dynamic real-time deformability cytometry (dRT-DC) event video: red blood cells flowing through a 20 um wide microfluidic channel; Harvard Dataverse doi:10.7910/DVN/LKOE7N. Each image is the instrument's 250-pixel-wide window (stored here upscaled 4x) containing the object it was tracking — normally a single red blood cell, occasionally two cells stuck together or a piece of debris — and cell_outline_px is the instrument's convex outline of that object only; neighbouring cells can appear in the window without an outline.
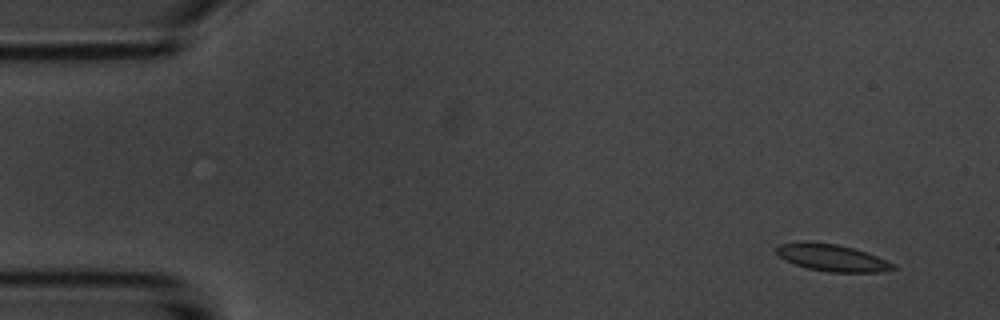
{"species": "common noctule bat (a hibernating species)", "species_latin": "Nyctalus noctula", "temperature_condition": "room temperature", "stored_images_in_passage": 3, "camera_frame_rate_fps": 3000, "um_per_image_px": 0.085, "animal": {"sex": "male", "body_mass_g": 20.1, "forearm_length_mm": 53.5}, "frame": {"image": 1, "passage_image": 3, "time_ms": 2.333, "image_size_px": [1000, 320], "cell_outline_px": [[896, 268], [880, 272], [828, 272], [808, 268], [784, 260], [776, 252], [776, 248], [780, 244], [808, 240], [836, 244], [852, 248], [876, 256], [896, 264]], "centroid_in_image_um": [70.7, 21.9], "position_along_channel_um": 14.3, "area_um2": 18.26}}